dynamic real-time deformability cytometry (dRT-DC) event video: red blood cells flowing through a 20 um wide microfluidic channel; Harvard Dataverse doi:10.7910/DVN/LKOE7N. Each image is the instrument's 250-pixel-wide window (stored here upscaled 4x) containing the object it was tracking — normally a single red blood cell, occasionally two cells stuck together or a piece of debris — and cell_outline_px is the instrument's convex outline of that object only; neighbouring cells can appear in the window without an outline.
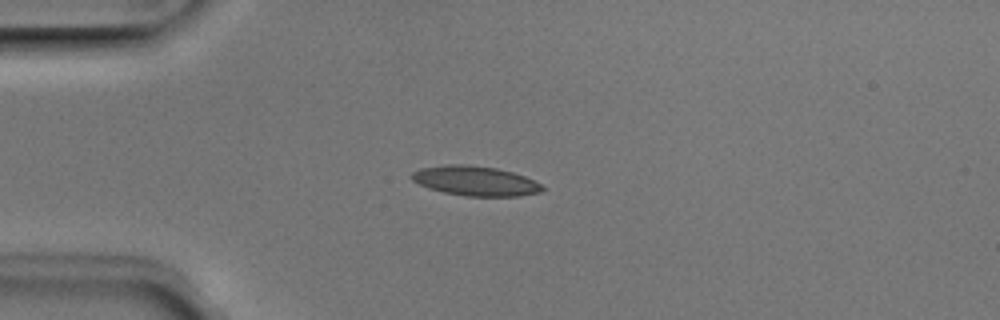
{"species": "Egyptian fruit bat (a non-hibernating species)", "species_latin": "Rousettus aegyptiacus", "temperature_condition": "room temperature", "stored_images_in_passage": 3, "camera_frame_rate_fps": 3000, "um_per_image_px": 0.085, "animal": {"sex": "male"}, "frame": {"image": 1, "passage_image": 3, "time_ms": 0.667, "image_size_px": [1000, 320], "cell_outline_px": [[544, 188], [540, 192], [520, 196], [468, 196], [444, 192], [428, 188], [412, 180], [408, 176], [412, 172], [420, 168], [444, 164], [464, 164], [496, 168], [512, 172], [524, 176], [540, 184]], "centroid_in_image_um": [40.35, 15.37], "position_along_channel_um": 44.7, "area_um2": 22.54}}